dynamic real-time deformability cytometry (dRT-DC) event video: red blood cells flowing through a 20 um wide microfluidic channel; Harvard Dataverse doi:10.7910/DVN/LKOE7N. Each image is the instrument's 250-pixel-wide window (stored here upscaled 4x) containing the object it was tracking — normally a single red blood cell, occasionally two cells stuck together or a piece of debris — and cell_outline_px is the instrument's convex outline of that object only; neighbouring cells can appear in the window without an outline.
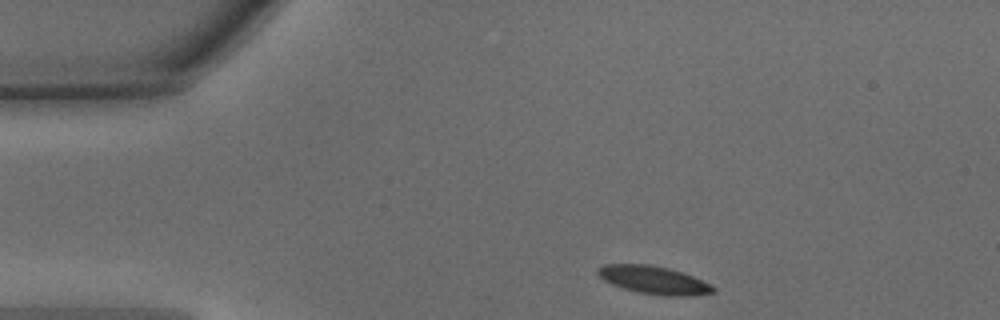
{"species": "common noctule bat (a hibernating species)", "species_latin": "Nyctalus noctula", "temperature_condition": "warm", "stored_images_in_passage": 31, "camera_frame_rate_fps": 3000, "um_per_image_px": 0.085, "animal": {"sex": "male", "body_mass_g": 15.6}, "frame": {"image": 1, "passage_image": 1, "time_ms": 0.0, "image_size_px": [1000, 320], "cell_outline_px": [[716, 292], [692, 296], [664, 296], [640, 292], [624, 288], [612, 284], [604, 280], [596, 272], [596, 268], [604, 264], [648, 264], [668, 268], [684, 272], [712, 284], [716, 288]], "centroid_in_image_um": [55.62, 23.8], "position_along_channel_um": 29.4, "area_um2": 18.96}}
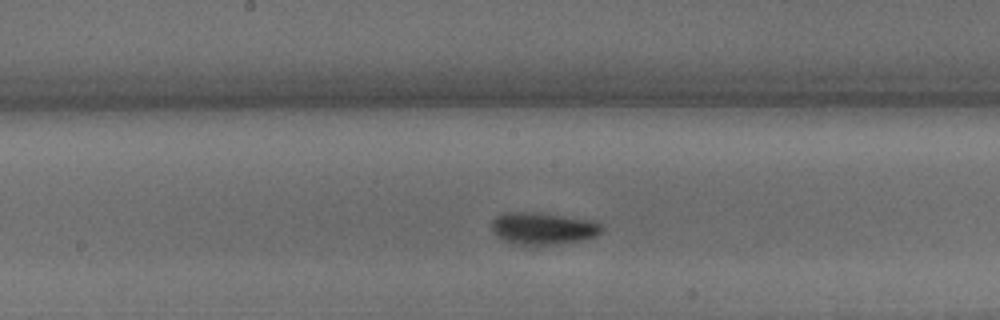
{"frame": {"image": 2, "passage_image": 17, "time_ms": 5.333, "image_size_px": [1000, 320], "cell_outline_px": [[604, 232], [596, 236], [584, 240], [548, 244], [512, 244], [496, 236], [492, 232], [492, 220], [496, 216], [504, 212], [532, 212], [592, 220], [600, 224], [604, 228]], "centroid_in_image_um": [46.15, 19.41], "position_along_channel_um": 202.1, "area_um2": 20.52}}
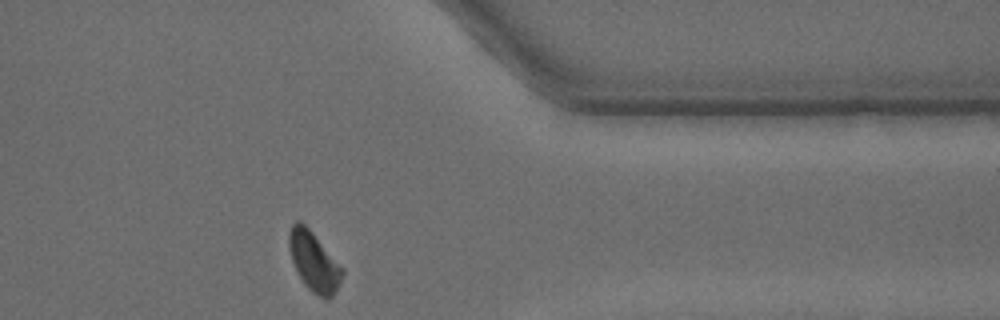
{"frame": {"image": 3, "passage_image": 31, "time_ms": 10.0, "image_size_px": [1000, 320], "cell_outline_px": [[344, 272], [332, 296], [328, 300], [324, 300], [312, 292], [304, 284], [292, 260], [288, 248], [288, 232], [292, 224], [296, 220], [300, 220], [312, 232], [344, 268]], "centroid_in_image_um": [26.67, 22.22], "position_along_channel_um": 384.7, "area_um2": 18.38}, "authors_computed_cell_mechanics": {"area_um2": 18.9584, "velocity_mm_per_s": 4.215, "shape_relaxation_time_tau1_ms": 2.3596, "shape_relaxation_time_tau2_ms": 3.3756, "deformation_change_tau1": 0.1077, "deformation_change_tau2": 0.077}}